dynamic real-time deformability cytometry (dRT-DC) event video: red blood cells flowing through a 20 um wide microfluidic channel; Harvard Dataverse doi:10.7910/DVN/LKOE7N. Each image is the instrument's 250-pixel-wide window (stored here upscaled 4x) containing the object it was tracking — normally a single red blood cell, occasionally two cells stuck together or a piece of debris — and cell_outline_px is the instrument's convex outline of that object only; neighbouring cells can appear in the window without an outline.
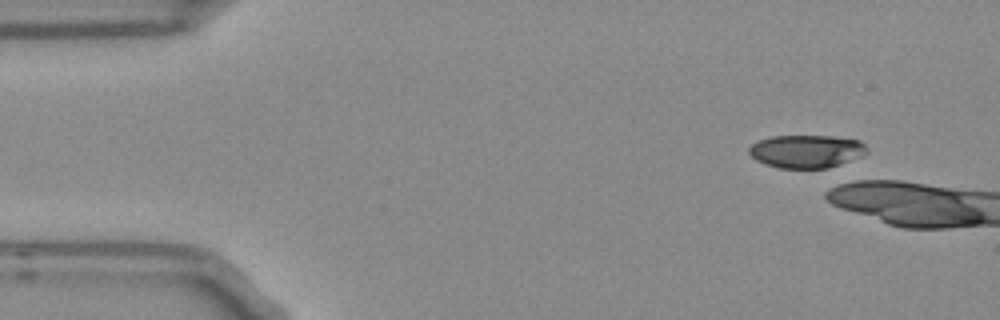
{"species": "Egyptian fruit bat (a non-hibernating species)", "species_latin": "Rousettus aegyptiacus", "temperature_condition": "room temperature", "stored_images_in_passage": 2, "camera_frame_rate_fps": 3000, "um_per_image_px": 0.085, "frame": {"image": 1, "passage_image": 1, "time_ms": 0.0, "image_size_px": [1000, 320], "cell_outline_px": [[868, 152], [864, 156], [828, 168], [780, 168], [764, 164], [756, 160], [748, 152], [748, 148], [752, 144], [760, 140], [772, 136], [832, 136], [860, 140], [868, 148]], "centroid_in_image_um": [68.58, 12.86], "position_along_channel_um": 16.4, "area_um2": 22.83}}